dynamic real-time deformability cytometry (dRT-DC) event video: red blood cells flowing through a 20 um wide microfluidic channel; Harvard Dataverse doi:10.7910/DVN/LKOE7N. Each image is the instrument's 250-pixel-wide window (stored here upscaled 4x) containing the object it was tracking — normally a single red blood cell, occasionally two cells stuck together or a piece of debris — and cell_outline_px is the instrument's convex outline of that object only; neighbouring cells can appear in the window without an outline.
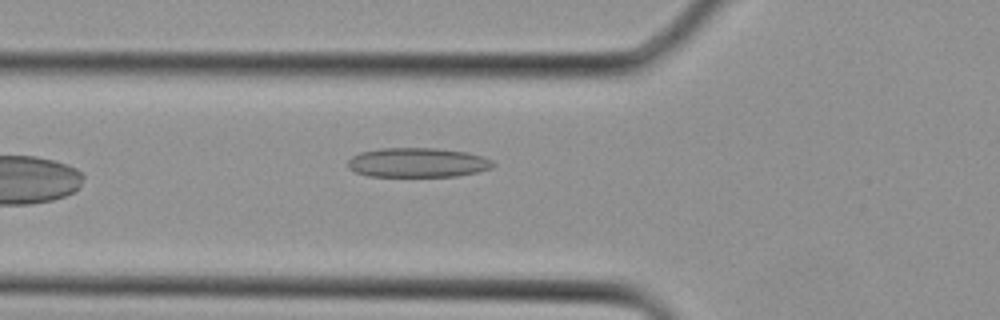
{"species": "Egyptian fruit bat (a non-hibernating species)", "species_latin": "Rousettus aegyptiacus", "temperature_condition": "cold", "stored_images_in_passage": 3, "camera_frame_rate_fps": 3000, "um_per_image_px": 0.085, "animal": {"sex": "female"}, "frame": {"image": 1, "passage_image": 3, "time_ms": 0.667, "image_size_px": [1000, 320], "cell_outline_px": [[496, 164], [492, 168], [476, 172], [456, 176], [368, 176], [356, 172], [348, 168], [348, 160], [352, 156], [360, 152], [380, 148], [436, 148], [468, 152], [484, 156], [492, 160]], "centroid_in_image_um": [35.51, 13.81], "position_along_channel_um": 90.3, "area_um2": 25.09}}